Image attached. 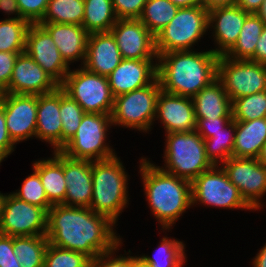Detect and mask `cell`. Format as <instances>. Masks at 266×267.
<instances>
[{
    "instance_id": "50",
    "label": "cell",
    "mask_w": 266,
    "mask_h": 267,
    "mask_svg": "<svg viewBox=\"0 0 266 267\" xmlns=\"http://www.w3.org/2000/svg\"><path fill=\"white\" fill-rule=\"evenodd\" d=\"M237 0H202V5L207 9L218 6H232L236 5Z\"/></svg>"
},
{
    "instance_id": "5",
    "label": "cell",
    "mask_w": 266,
    "mask_h": 267,
    "mask_svg": "<svg viewBox=\"0 0 266 267\" xmlns=\"http://www.w3.org/2000/svg\"><path fill=\"white\" fill-rule=\"evenodd\" d=\"M164 167L161 170L192 182L214 165L208 159L204 139L195 131L165 134Z\"/></svg>"
},
{
    "instance_id": "46",
    "label": "cell",
    "mask_w": 266,
    "mask_h": 267,
    "mask_svg": "<svg viewBox=\"0 0 266 267\" xmlns=\"http://www.w3.org/2000/svg\"><path fill=\"white\" fill-rule=\"evenodd\" d=\"M5 122L4 106L0 101V153L6 158L14 151L16 144L10 138Z\"/></svg>"
},
{
    "instance_id": "37",
    "label": "cell",
    "mask_w": 266,
    "mask_h": 267,
    "mask_svg": "<svg viewBox=\"0 0 266 267\" xmlns=\"http://www.w3.org/2000/svg\"><path fill=\"white\" fill-rule=\"evenodd\" d=\"M62 147L76 134L85 114L83 108L60 87Z\"/></svg>"
},
{
    "instance_id": "35",
    "label": "cell",
    "mask_w": 266,
    "mask_h": 267,
    "mask_svg": "<svg viewBox=\"0 0 266 267\" xmlns=\"http://www.w3.org/2000/svg\"><path fill=\"white\" fill-rule=\"evenodd\" d=\"M31 23L25 19L0 20V51L25 52L26 35Z\"/></svg>"
},
{
    "instance_id": "23",
    "label": "cell",
    "mask_w": 266,
    "mask_h": 267,
    "mask_svg": "<svg viewBox=\"0 0 266 267\" xmlns=\"http://www.w3.org/2000/svg\"><path fill=\"white\" fill-rule=\"evenodd\" d=\"M116 40L111 32L92 33L88 36L83 67L101 76H108L122 61Z\"/></svg>"
},
{
    "instance_id": "8",
    "label": "cell",
    "mask_w": 266,
    "mask_h": 267,
    "mask_svg": "<svg viewBox=\"0 0 266 267\" xmlns=\"http://www.w3.org/2000/svg\"><path fill=\"white\" fill-rule=\"evenodd\" d=\"M161 91L158 78L150 85L114 98L112 125L151 131L156 117L157 98Z\"/></svg>"
},
{
    "instance_id": "42",
    "label": "cell",
    "mask_w": 266,
    "mask_h": 267,
    "mask_svg": "<svg viewBox=\"0 0 266 267\" xmlns=\"http://www.w3.org/2000/svg\"><path fill=\"white\" fill-rule=\"evenodd\" d=\"M147 0H112L117 19H138Z\"/></svg>"
},
{
    "instance_id": "30",
    "label": "cell",
    "mask_w": 266,
    "mask_h": 267,
    "mask_svg": "<svg viewBox=\"0 0 266 267\" xmlns=\"http://www.w3.org/2000/svg\"><path fill=\"white\" fill-rule=\"evenodd\" d=\"M48 244L46 235L13 237L14 254L21 267H44Z\"/></svg>"
},
{
    "instance_id": "25",
    "label": "cell",
    "mask_w": 266,
    "mask_h": 267,
    "mask_svg": "<svg viewBox=\"0 0 266 267\" xmlns=\"http://www.w3.org/2000/svg\"><path fill=\"white\" fill-rule=\"evenodd\" d=\"M192 99L196 121L207 118H232V101L218 79L200 90Z\"/></svg>"
},
{
    "instance_id": "22",
    "label": "cell",
    "mask_w": 266,
    "mask_h": 267,
    "mask_svg": "<svg viewBox=\"0 0 266 267\" xmlns=\"http://www.w3.org/2000/svg\"><path fill=\"white\" fill-rule=\"evenodd\" d=\"M60 86L50 93L37 95V123L35 138L51 144L54 151L62 148L60 117Z\"/></svg>"
},
{
    "instance_id": "38",
    "label": "cell",
    "mask_w": 266,
    "mask_h": 267,
    "mask_svg": "<svg viewBox=\"0 0 266 267\" xmlns=\"http://www.w3.org/2000/svg\"><path fill=\"white\" fill-rule=\"evenodd\" d=\"M91 259L84 253L48 244L44 267H90Z\"/></svg>"
},
{
    "instance_id": "49",
    "label": "cell",
    "mask_w": 266,
    "mask_h": 267,
    "mask_svg": "<svg viewBox=\"0 0 266 267\" xmlns=\"http://www.w3.org/2000/svg\"><path fill=\"white\" fill-rule=\"evenodd\" d=\"M263 0H237L236 5L249 13H256L262 5Z\"/></svg>"
},
{
    "instance_id": "28",
    "label": "cell",
    "mask_w": 266,
    "mask_h": 267,
    "mask_svg": "<svg viewBox=\"0 0 266 267\" xmlns=\"http://www.w3.org/2000/svg\"><path fill=\"white\" fill-rule=\"evenodd\" d=\"M117 20L112 0H84L82 26L89 34L110 32Z\"/></svg>"
},
{
    "instance_id": "9",
    "label": "cell",
    "mask_w": 266,
    "mask_h": 267,
    "mask_svg": "<svg viewBox=\"0 0 266 267\" xmlns=\"http://www.w3.org/2000/svg\"><path fill=\"white\" fill-rule=\"evenodd\" d=\"M85 113L110 114L113 110L112 95L108 78L90 72L83 66L70 70L60 85Z\"/></svg>"
},
{
    "instance_id": "41",
    "label": "cell",
    "mask_w": 266,
    "mask_h": 267,
    "mask_svg": "<svg viewBox=\"0 0 266 267\" xmlns=\"http://www.w3.org/2000/svg\"><path fill=\"white\" fill-rule=\"evenodd\" d=\"M122 241L111 251L99 254L97 257L91 260L90 267H131V251L129 250L126 255L116 256V251L120 250ZM115 255V256H114ZM113 256V257H112Z\"/></svg>"
},
{
    "instance_id": "4",
    "label": "cell",
    "mask_w": 266,
    "mask_h": 267,
    "mask_svg": "<svg viewBox=\"0 0 266 267\" xmlns=\"http://www.w3.org/2000/svg\"><path fill=\"white\" fill-rule=\"evenodd\" d=\"M120 157L92 162V200L90 208L117 223L128 207V173Z\"/></svg>"
},
{
    "instance_id": "43",
    "label": "cell",
    "mask_w": 266,
    "mask_h": 267,
    "mask_svg": "<svg viewBox=\"0 0 266 267\" xmlns=\"http://www.w3.org/2000/svg\"><path fill=\"white\" fill-rule=\"evenodd\" d=\"M23 52L0 51V90L3 92L10 83L13 68L19 54Z\"/></svg>"
},
{
    "instance_id": "36",
    "label": "cell",
    "mask_w": 266,
    "mask_h": 267,
    "mask_svg": "<svg viewBox=\"0 0 266 267\" xmlns=\"http://www.w3.org/2000/svg\"><path fill=\"white\" fill-rule=\"evenodd\" d=\"M232 118L235 121L266 118V90L233 100Z\"/></svg>"
},
{
    "instance_id": "53",
    "label": "cell",
    "mask_w": 266,
    "mask_h": 267,
    "mask_svg": "<svg viewBox=\"0 0 266 267\" xmlns=\"http://www.w3.org/2000/svg\"><path fill=\"white\" fill-rule=\"evenodd\" d=\"M131 267H152L149 262H147L141 256H131Z\"/></svg>"
},
{
    "instance_id": "10",
    "label": "cell",
    "mask_w": 266,
    "mask_h": 267,
    "mask_svg": "<svg viewBox=\"0 0 266 267\" xmlns=\"http://www.w3.org/2000/svg\"><path fill=\"white\" fill-rule=\"evenodd\" d=\"M191 194L193 206L200 203L207 207L254 210L220 165H214L196 177L191 182Z\"/></svg>"
},
{
    "instance_id": "52",
    "label": "cell",
    "mask_w": 266,
    "mask_h": 267,
    "mask_svg": "<svg viewBox=\"0 0 266 267\" xmlns=\"http://www.w3.org/2000/svg\"><path fill=\"white\" fill-rule=\"evenodd\" d=\"M179 8L202 5V0H170Z\"/></svg>"
},
{
    "instance_id": "55",
    "label": "cell",
    "mask_w": 266,
    "mask_h": 267,
    "mask_svg": "<svg viewBox=\"0 0 266 267\" xmlns=\"http://www.w3.org/2000/svg\"><path fill=\"white\" fill-rule=\"evenodd\" d=\"M257 160L260 162L262 166L266 168V142L262 146V149L260 151L259 156L257 157Z\"/></svg>"
},
{
    "instance_id": "51",
    "label": "cell",
    "mask_w": 266,
    "mask_h": 267,
    "mask_svg": "<svg viewBox=\"0 0 266 267\" xmlns=\"http://www.w3.org/2000/svg\"><path fill=\"white\" fill-rule=\"evenodd\" d=\"M252 263L253 267H266V243L253 258Z\"/></svg>"
},
{
    "instance_id": "57",
    "label": "cell",
    "mask_w": 266,
    "mask_h": 267,
    "mask_svg": "<svg viewBox=\"0 0 266 267\" xmlns=\"http://www.w3.org/2000/svg\"><path fill=\"white\" fill-rule=\"evenodd\" d=\"M5 159V157L0 153V164Z\"/></svg>"
},
{
    "instance_id": "31",
    "label": "cell",
    "mask_w": 266,
    "mask_h": 267,
    "mask_svg": "<svg viewBox=\"0 0 266 267\" xmlns=\"http://www.w3.org/2000/svg\"><path fill=\"white\" fill-rule=\"evenodd\" d=\"M235 130L236 121L232 119L224 128L204 139L206 155L213 165H222L232 157Z\"/></svg>"
},
{
    "instance_id": "54",
    "label": "cell",
    "mask_w": 266,
    "mask_h": 267,
    "mask_svg": "<svg viewBox=\"0 0 266 267\" xmlns=\"http://www.w3.org/2000/svg\"><path fill=\"white\" fill-rule=\"evenodd\" d=\"M256 15L266 25V0H263L262 5H261V8L256 12Z\"/></svg>"
},
{
    "instance_id": "26",
    "label": "cell",
    "mask_w": 266,
    "mask_h": 267,
    "mask_svg": "<svg viewBox=\"0 0 266 267\" xmlns=\"http://www.w3.org/2000/svg\"><path fill=\"white\" fill-rule=\"evenodd\" d=\"M52 153L53 158L35 161L32 169L39 174L48 201L52 205H58L65 200L67 185L63 173V153Z\"/></svg>"
},
{
    "instance_id": "17",
    "label": "cell",
    "mask_w": 266,
    "mask_h": 267,
    "mask_svg": "<svg viewBox=\"0 0 266 267\" xmlns=\"http://www.w3.org/2000/svg\"><path fill=\"white\" fill-rule=\"evenodd\" d=\"M60 85L26 52L18 55L9 86L3 93L41 95L55 91Z\"/></svg>"
},
{
    "instance_id": "40",
    "label": "cell",
    "mask_w": 266,
    "mask_h": 267,
    "mask_svg": "<svg viewBox=\"0 0 266 267\" xmlns=\"http://www.w3.org/2000/svg\"><path fill=\"white\" fill-rule=\"evenodd\" d=\"M49 0H17L22 17L31 24H38L44 17Z\"/></svg>"
},
{
    "instance_id": "47",
    "label": "cell",
    "mask_w": 266,
    "mask_h": 267,
    "mask_svg": "<svg viewBox=\"0 0 266 267\" xmlns=\"http://www.w3.org/2000/svg\"><path fill=\"white\" fill-rule=\"evenodd\" d=\"M251 61L266 64V25H264V28L256 45L255 54Z\"/></svg>"
},
{
    "instance_id": "45",
    "label": "cell",
    "mask_w": 266,
    "mask_h": 267,
    "mask_svg": "<svg viewBox=\"0 0 266 267\" xmlns=\"http://www.w3.org/2000/svg\"><path fill=\"white\" fill-rule=\"evenodd\" d=\"M233 118L198 119L195 131L203 138H210L214 132L224 128Z\"/></svg>"
},
{
    "instance_id": "29",
    "label": "cell",
    "mask_w": 266,
    "mask_h": 267,
    "mask_svg": "<svg viewBox=\"0 0 266 267\" xmlns=\"http://www.w3.org/2000/svg\"><path fill=\"white\" fill-rule=\"evenodd\" d=\"M264 25L256 13H250L244 21L237 42L225 56L234 60H251Z\"/></svg>"
},
{
    "instance_id": "14",
    "label": "cell",
    "mask_w": 266,
    "mask_h": 267,
    "mask_svg": "<svg viewBox=\"0 0 266 267\" xmlns=\"http://www.w3.org/2000/svg\"><path fill=\"white\" fill-rule=\"evenodd\" d=\"M8 134L15 144L35 137L37 95L1 94Z\"/></svg>"
},
{
    "instance_id": "27",
    "label": "cell",
    "mask_w": 266,
    "mask_h": 267,
    "mask_svg": "<svg viewBox=\"0 0 266 267\" xmlns=\"http://www.w3.org/2000/svg\"><path fill=\"white\" fill-rule=\"evenodd\" d=\"M265 142L266 118L236 121L232 156L257 159Z\"/></svg>"
},
{
    "instance_id": "1",
    "label": "cell",
    "mask_w": 266,
    "mask_h": 267,
    "mask_svg": "<svg viewBox=\"0 0 266 267\" xmlns=\"http://www.w3.org/2000/svg\"><path fill=\"white\" fill-rule=\"evenodd\" d=\"M116 225L91 208L58 204L47 212L46 237L50 244L84 253L92 260L122 241L114 230Z\"/></svg>"
},
{
    "instance_id": "16",
    "label": "cell",
    "mask_w": 266,
    "mask_h": 267,
    "mask_svg": "<svg viewBox=\"0 0 266 267\" xmlns=\"http://www.w3.org/2000/svg\"><path fill=\"white\" fill-rule=\"evenodd\" d=\"M25 52L61 85L71 70L50 34L39 24H31L26 35Z\"/></svg>"
},
{
    "instance_id": "15",
    "label": "cell",
    "mask_w": 266,
    "mask_h": 267,
    "mask_svg": "<svg viewBox=\"0 0 266 267\" xmlns=\"http://www.w3.org/2000/svg\"><path fill=\"white\" fill-rule=\"evenodd\" d=\"M110 32L123 59H157L156 38L139 19H118Z\"/></svg>"
},
{
    "instance_id": "56",
    "label": "cell",
    "mask_w": 266,
    "mask_h": 267,
    "mask_svg": "<svg viewBox=\"0 0 266 267\" xmlns=\"http://www.w3.org/2000/svg\"><path fill=\"white\" fill-rule=\"evenodd\" d=\"M6 195H7V193L3 194L0 192V217H1L2 210H3V204H4V200H5Z\"/></svg>"
},
{
    "instance_id": "12",
    "label": "cell",
    "mask_w": 266,
    "mask_h": 267,
    "mask_svg": "<svg viewBox=\"0 0 266 267\" xmlns=\"http://www.w3.org/2000/svg\"><path fill=\"white\" fill-rule=\"evenodd\" d=\"M46 232L47 212L7 193L0 217V234L20 237L42 236Z\"/></svg>"
},
{
    "instance_id": "6",
    "label": "cell",
    "mask_w": 266,
    "mask_h": 267,
    "mask_svg": "<svg viewBox=\"0 0 266 267\" xmlns=\"http://www.w3.org/2000/svg\"><path fill=\"white\" fill-rule=\"evenodd\" d=\"M112 127L110 114L85 113L76 134L61 148L65 156L76 160L99 161L116 156L106 142Z\"/></svg>"
},
{
    "instance_id": "11",
    "label": "cell",
    "mask_w": 266,
    "mask_h": 267,
    "mask_svg": "<svg viewBox=\"0 0 266 267\" xmlns=\"http://www.w3.org/2000/svg\"><path fill=\"white\" fill-rule=\"evenodd\" d=\"M217 79L233 101L266 90V64L219 56Z\"/></svg>"
},
{
    "instance_id": "13",
    "label": "cell",
    "mask_w": 266,
    "mask_h": 267,
    "mask_svg": "<svg viewBox=\"0 0 266 267\" xmlns=\"http://www.w3.org/2000/svg\"><path fill=\"white\" fill-rule=\"evenodd\" d=\"M244 200L254 209H262L266 193V168L255 158L230 157L220 165Z\"/></svg>"
},
{
    "instance_id": "19",
    "label": "cell",
    "mask_w": 266,
    "mask_h": 267,
    "mask_svg": "<svg viewBox=\"0 0 266 267\" xmlns=\"http://www.w3.org/2000/svg\"><path fill=\"white\" fill-rule=\"evenodd\" d=\"M107 78L114 98L141 89L157 79V59H122Z\"/></svg>"
},
{
    "instance_id": "3",
    "label": "cell",
    "mask_w": 266,
    "mask_h": 267,
    "mask_svg": "<svg viewBox=\"0 0 266 267\" xmlns=\"http://www.w3.org/2000/svg\"><path fill=\"white\" fill-rule=\"evenodd\" d=\"M141 157L139 171L146 200L161 230H170L192 206L191 182L161 170Z\"/></svg>"
},
{
    "instance_id": "7",
    "label": "cell",
    "mask_w": 266,
    "mask_h": 267,
    "mask_svg": "<svg viewBox=\"0 0 266 267\" xmlns=\"http://www.w3.org/2000/svg\"><path fill=\"white\" fill-rule=\"evenodd\" d=\"M208 29V10L203 5L179 8L170 23L155 36L157 54L193 50Z\"/></svg>"
},
{
    "instance_id": "2",
    "label": "cell",
    "mask_w": 266,
    "mask_h": 267,
    "mask_svg": "<svg viewBox=\"0 0 266 267\" xmlns=\"http://www.w3.org/2000/svg\"><path fill=\"white\" fill-rule=\"evenodd\" d=\"M219 56L211 49L173 51L158 55L157 78L161 90L193 98L217 79Z\"/></svg>"
},
{
    "instance_id": "32",
    "label": "cell",
    "mask_w": 266,
    "mask_h": 267,
    "mask_svg": "<svg viewBox=\"0 0 266 267\" xmlns=\"http://www.w3.org/2000/svg\"><path fill=\"white\" fill-rule=\"evenodd\" d=\"M179 10L170 0H147L138 18L156 36Z\"/></svg>"
},
{
    "instance_id": "21",
    "label": "cell",
    "mask_w": 266,
    "mask_h": 267,
    "mask_svg": "<svg viewBox=\"0 0 266 267\" xmlns=\"http://www.w3.org/2000/svg\"><path fill=\"white\" fill-rule=\"evenodd\" d=\"M67 206L90 208L92 200V161L76 160L63 154Z\"/></svg>"
},
{
    "instance_id": "18",
    "label": "cell",
    "mask_w": 266,
    "mask_h": 267,
    "mask_svg": "<svg viewBox=\"0 0 266 267\" xmlns=\"http://www.w3.org/2000/svg\"><path fill=\"white\" fill-rule=\"evenodd\" d=\"M249 12L238 5L218 6L208 10V28H211L217 46L211 49L217 56L226 55L235 45Z\"/></svg>"
},
{
    "instance_id": "20",
    "label": "cell",
    "mask_w": 266,
    "mask_h": 267,
    "mask_svg": "<svg viewBox=\"0 0 266 267\" xmlns=\"http://www.w3.org/2000/svg\"><path fill=\"white\" fill-rule=\"evenodd\" d=\"M155 120L161 121L165 134L195 130L196 117L193 99L161 90L157 98Z\"/></svg>"
},
{
    "instance_id": "34",
    "label": "cell",
    "mask_w": 266,
    "mask_h": 267,
    "mask_svg": "<svg viewBox=\"0 0 266 267\" xmlns=\"http://www.w3.org/2000/svg\"><path fill=\"white\" fill-rule=\"evenodd\" d=\"M153 256L141 257L152 267H182L186 260L185 245L183 241L164 236Z\"/></svg>"
},
{
    "instance_id": "48",
    "label": "cell",
    "mask_w": 266,
    "mask_h": 267,
    "mask_svg": "<svg viewBox=\"0 0 266 267\" xmlns=\"http://www.w3.org/2000/svg\"><path fill=\"white\" fill-rule=\"evenodd\" d=\"M0 10L7 15H15L8 18L24 19L20 13L17 0H0Z\"/></svg>"
},
{
    "instance_id": "39",
    "label": "cell",
    "mask_w": 266,
    "mask_h": 267,
    "mask_svg": "<svg viewBox=\"0 0 266 267\" xmlns=\"http://www.w3.org/2000/svg\"><path fill=\"white\" fill-rule=\"evenodd\" d=\"M17 198L43 208L46 212L53 206L47 199L39 174L33 173L25 178L19 190L12 192Z\"/></svg>"
},
{
    "instance_id": "44",
    "label": "cell",
    "mask_w": 266,
    "mask_h": 267,
    "mask_svg": "<svg viewBox=\"0 0 266 267\" xmlns=\"http://www.w3.org/2000/svg\"><path fill=\"white\" fill-rule=\"evenodd\" d=\"M0 267H21L14 254L12 236L0 234Z\"/></svg>"
},
{
    "instance_id": "24",
    "label": "cell",
    "mask_w": 266,
    "mask_h": 267,
    "mask_svg": "<svg viewBox=\"0 0 266 267\" xmlns=\"http://www.w3.org/2000/svg\"><path fill=\"white\" fill-rule=\"evenodd\" d=\"M52 37L64 61L71 63L81 60L83 66L89 33L81 25L64 23H38Z\"/></svg>"
},
{
    "instance_id": "33",
    "label": "cell",
    "mask_w": 266,
    "mask_h": 267,
    "mask_svg": "<svg viewBox=\"0 0 266 267\" xmlns=\"http://www.w3.org/2000/svg\"><path fill=\"white\" fill-rule=\"evenodd\" d=\"M84 18V0H49L46 13L39 23L81 25Z\"/></svg>"
}]
</instances>
